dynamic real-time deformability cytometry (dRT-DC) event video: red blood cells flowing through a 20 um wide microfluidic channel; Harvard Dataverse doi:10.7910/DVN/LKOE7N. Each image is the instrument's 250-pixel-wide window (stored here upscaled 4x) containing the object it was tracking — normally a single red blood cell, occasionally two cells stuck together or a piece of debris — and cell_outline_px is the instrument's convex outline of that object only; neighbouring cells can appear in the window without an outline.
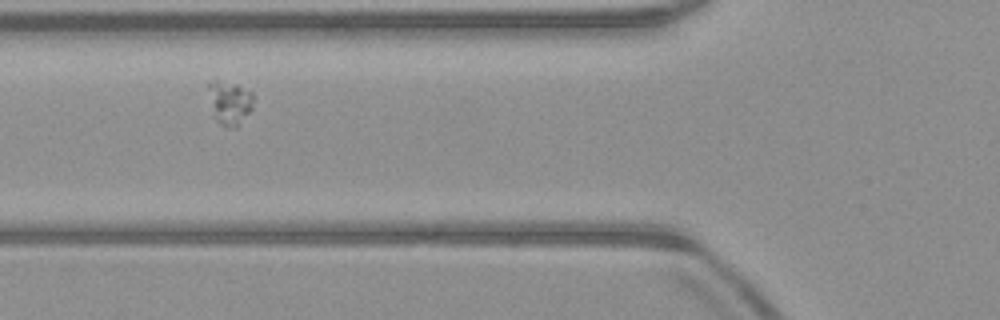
{"species": "common noctule bat (a hibernating species)", "species_latin": "Nyctalus noctula", "temperature_condition": "warm", "stored_images_in_passage": 39, "camera_frame_rate_fps": 3000, "um_per_image_px": 0.085, "animal": {"sex": "male", "body_mass_g": 23.1, "forearm_length_mm": 52.7}, "frame": {"image": 1, "passage_image": 6, "time_ms": 1.667, "image_size_px": [1000, 320], "cell_outline_px": [[256, 96], [252, 108], [236, 124], [228, 128], [220, 124], [212, 116], [208, 88], [208, 84], [212, 80], [216, 80], [236, 84], [252, 92]], "centroid_in_image_um": [19.5, 8.69], "position_along_channel_um": 106.3, "area_um2": 11.39}}
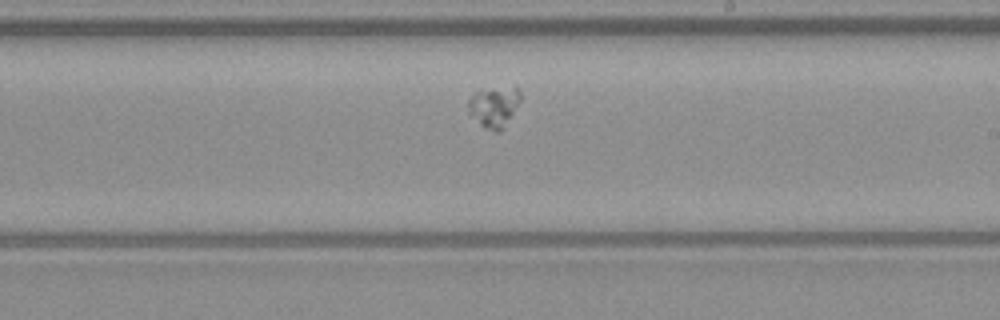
{"frame": {"image": 2, "passage_image": 17, "time_ms": 5.333, "image_size_px": [1000, 320], "cell_outline_px": [[520, 100], [500, 132], [496, 132], [484, 128], [468, 116], [468, 100], [476, 92], [516, 88], [520, 92]], "centroid_in_image_um": [41.92, 9.15], "position_along_channel_um": 247.1, "area_um2": 11.79}}
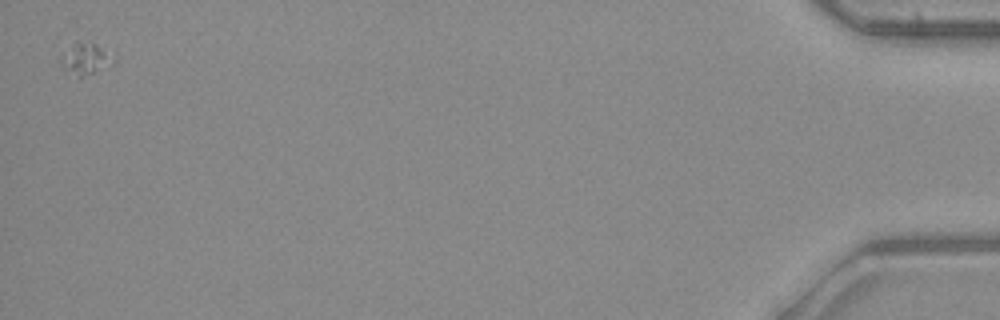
{"frame": {"image": 3, "passage_image": 39, "time_ms": 12.667, "image_size_px": [1000, 320], "cell_outline_px": [[116, 60], [112, 64], [92, 72], [80, 76], [60, 68], [60, 52], [76, 40], [96, 44], [116, 52]], "centroid_in_image_um": [7.28, 4.92], "position_along_channel_um": 427.9, "area_um2": 10.12}}